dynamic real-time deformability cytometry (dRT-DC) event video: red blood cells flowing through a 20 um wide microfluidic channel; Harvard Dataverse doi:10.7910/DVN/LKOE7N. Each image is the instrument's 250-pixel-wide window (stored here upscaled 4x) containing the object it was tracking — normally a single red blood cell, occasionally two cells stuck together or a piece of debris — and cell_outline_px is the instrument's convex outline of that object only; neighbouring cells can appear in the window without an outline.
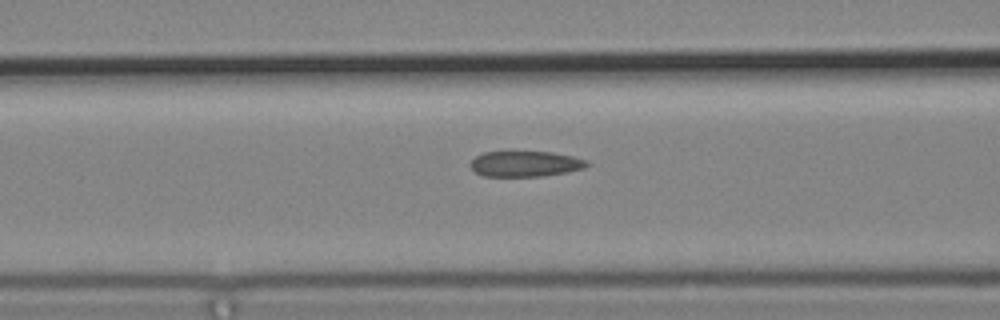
{"species": "common noctule bat (a hibernating species)", "species_latin": "Nyctalus noctula", "temperature_condition": "cold", "stored_images_in_passage": 3, "camera_frame_rate_fps": 3000, "um_per_image_px": 0.085, "animal": {"sex": "male", "body_mass_g": 19.2, "forearm_length_mm": 51.8}, "frame": {"image": 1, "passage_image": 3, "time_ms": 0.667, "image_size_px": [1000, 320], "cell_outline_px": [[592, 164], [584, 168], [568, 172], [540, 176], [484, 176], [476, 172], [468, 164], [476, 156], [484, 152], [552, 152], [572, 156], [588, 160]], "centroid_in_image_um": [44.69, 13.92], "position_along_channel_um": 121.9, "area_um2": 17.4}}